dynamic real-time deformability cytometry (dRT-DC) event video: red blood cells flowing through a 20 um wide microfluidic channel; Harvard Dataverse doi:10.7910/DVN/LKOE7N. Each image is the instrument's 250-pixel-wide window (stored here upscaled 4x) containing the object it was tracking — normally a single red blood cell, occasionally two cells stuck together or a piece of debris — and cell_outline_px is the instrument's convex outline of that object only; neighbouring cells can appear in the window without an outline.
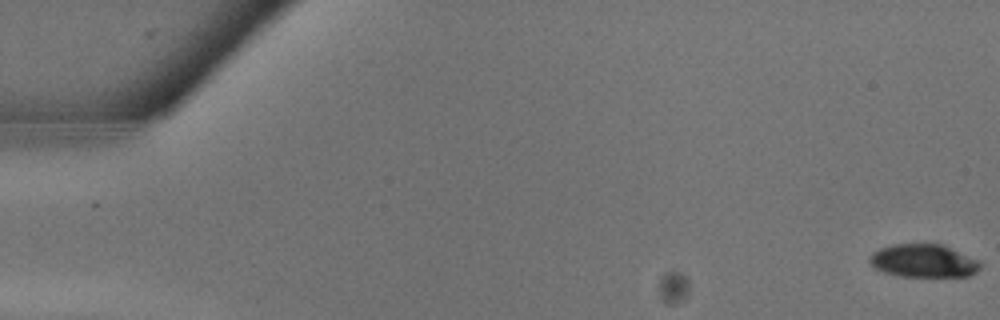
{"species": "common noctule bat (a hibernating species)", "species_latin": "Nyctalus noctula", "temperature_condition": "warm", "stored_images_in_passage": 16, "camera_frame_rate_fps": 3000, "um_per_image_px": 0.085, "animal": {"sex": "male", "body_mass_g": 13.3}, "frame": {"image": 1, "passage_image": 1, "time_ms": 0.0, "image_size_px": [1000, 320], "cell_outline_px": [[980, 268], [976, 272], [968, 276], [900, 276], [884, 272], [876, 268], [868, 260], [868, 256], [872, 252], [880, 248], [892, 244], [944, 244], [980, 260]], "centroid_in_image_um": [78.51, 22.15], "position_along_channel_um": 6.5, "area_um2": 21.44}}
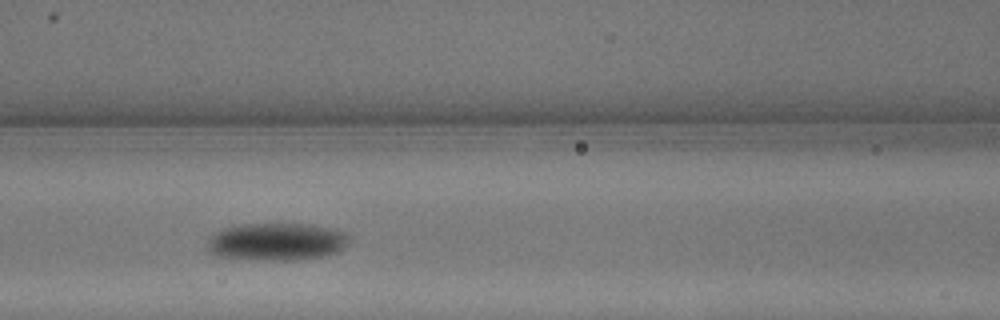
{"frame": {"image": 2, "passage_image": 13, "time_ms": 4.0, "image_size_px": [1000, 320], "cell_outline_px": [[348, 244], [340, 252], [320, 256], [292, 260], [264, 260], [216, 256], [208, 248], [208, 236], [224, 228], [236, 224], [312, 224], [348, 232]], "centroid_in_image_um": [23.53, 20.53], "position_along_channel_um": 143.1, "area_um2": 31.15}}
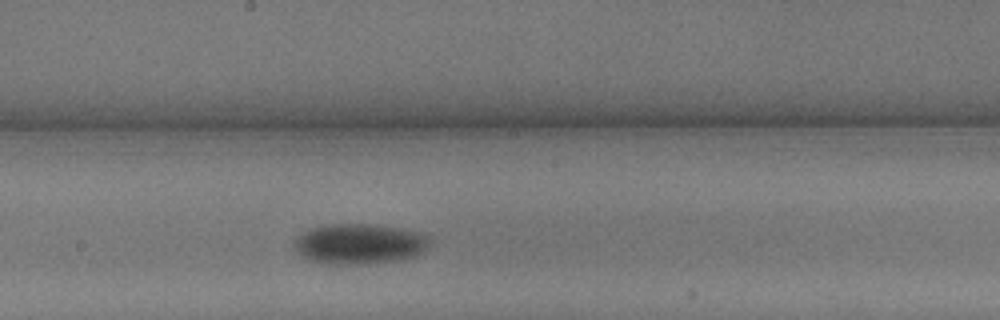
{"frame": {"image": 3, "passage_image": 16, "time_ms": 5.0, "image_size_px": [1000, 320], "cell_outline_px": [[432, 240], [416, 256], [400, 260], [356, 264], [320, 264], [304, 260], [300, 256], [296, 248], [296, 236], [308, 228], [328, 224], [376, 224], [400, 228], [420, 232], [432, 236]], "centroid_in_image_um": [30.52, 20.72], "position_along_channel_um": 217.7, "area_um2": 32.31}}